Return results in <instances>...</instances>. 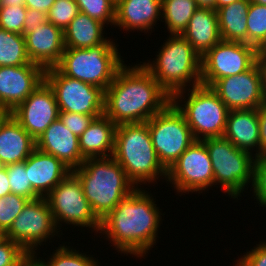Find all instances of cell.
<instances>
[{"label": "cell", "mask_w": 266, "mask_h": 266, "mask_svg": "<svg viewBox=\"0 0 266 266\" xmlns=\"http://www.w3.org/2000/svg\"><path fill=\"white\" fill-rule=\"evenodd\" d=\"M79 12L75 0H56L47 13V21L64 31Z\"/></svg>", "instance_id": "obj_35"}, {"label": "cell", "mask_w": 266, "mask_h": 266, "mask_svg": "<svg viewBox=\"0 0 266 266\" xmlns=\"http://www.w3.org/2000/svg\"><path fill=\"white\" fill-rule=\"evenodd\" d=\"M156 56L153 63L142 66L170 95L171 101H182L179 98H183L187 83L192 81V87L201 85V56L182 34L169 36Z\"/></svg>", "instance_id": "obj_4"}, {"label": "cell", "mask_w": 266, "mask_h": 266, "mask_svg": "<svg viewBox=\"0 0 266 266\" xmlns=\"http://www.w3.org/2000/svg\"><path fill=\"white\" fill-rule=\"evenodd\" d=\"M209 153L214 184L220 183L225 193L237 198L253 181L252 153L236 148L227 138L209 137L201 140Z\"/></svg>", "instance_id": "obj_7"}, {"label": "cell", "mask_w": 266, "mask_h": 266, "mask_svg": "<svg viewBox=\"0 0 266 266\" xmlns=\"http://www.w3.org/2000/svg\"><path fill=\"white\" fill-rule=\"evenodd\" d=\"M26 7H0V29L23 35Z\"/></svg>", "instance_id": "obj_37"}, {"label": "cell", "mask_w": 266, "mask_h": 266, "mask_svg": "<svg viewBox=\"0 0 266 266\" xmlns=\"http://www.w3.org/2000/svg\"><path fill=\"white\" fill-rule=\"evenodd\" d=\"M112 157L136 188L140 183L154 182L158 175L167 178V170L159 162L146 122L116 126Z\"/></svg>", "instance_id": "obj_5"}, {"label": "cell", "mask_w": 266, "mask_h": 266, "mask_svg": "<svg viewBox=\"0 0 266 266\" xmlns=\"http://www.w3.org/2000/svg\"><path fill=\"white\" fill-rule=\"evenodd\" d=\"M45 70L34 63L0 67V107L13 111L44 82Z\"/></svg>", "instance_id": "obj_17"}, {"label": "cell", "mask_w": 266, "mask_h": 266, "mask_svg": "<svg viewBox=\"0 0 266 266\" xmlns=\"http://www.w3.org/2000/svg\"><path fill=\"white\" fill-rule=\"evenodd\" d=\"M36 149V140L11 115L0 129V161L4 166L25 161Z\"/></svg>", "instance_id": "obj_23"}, {"label": "cell", "mask_w": 266, "mask_h": 266, "mask_svg": "<svg viewBox=\"0 0 266 266\" xmlns=\"http://www.w3.org/2000/svg\"><path fill=\"white\" fill-rule=\"evenodd\" d=\"M260 129V156L266 155V103L257 108Z\"/></svg>", "instance_id": "obj_42"}, {"label": "cell", "mask_w": 266, "mask_h": 266, "mask_svg": "<svg viewBox=\"0 0 266 266\" xmlns=\"http://www.w3.org/2000/svg\"><path fill=\"white\" fill-rule=\"evenodd\" d=\"M256 62L254 46L221 40L201 57V85L210 87L218 79L249 70Z\"/></svg>", "instance_id": "obj_13"}, {"label": "cell", "mask_w": 266, "mask_h": 266, "mask_svg": "<svg viewBox=\"0 0 266 266\" xmlns=\"http://www.w3.org/2000/svg\"><path fill=\"white\" fill-rule=\"evenodd\" d=\"M167 181L182 193L203 191L213 186L212 162L201 140L191 144L167 171Z\"/></svg>", "instance_id": "obj_14"}, {"label": "cell", "mask_w": 266, "mask_h": 266, "mask_svg": "<svg viewBox=\"0 0 266 266\" xmlns=\"http://www.w3.org/2000/svg\"><path fill=\"white\" fill-rule=\"evenodd\" d=\"M250 2L266 6V0H250Z\"/></svg>", "instance_id": "obj_51"}, {"label": "cell", "mask_w": 266, "mask_h": 266, "mask_svg": "<svg viewBox=\"0 0 266 266\" xmlns=\"http://www.w3.org/2000/svg\"><path fill=\"white\" fill-rule=\"evenodd\" d=\"M261 73V84H262V98L263 103H266V61L257 62Z\"/></svg>", "instance_id": "obj_46"}, {"label": "cell", "mask_w": 266, "mask_h": 266, "mask_svg": "<svg viewBox=\"0 0 266 266\" xmlns=\"http://www.w3.org/2000/svg\"><path fill=\"white\" fill-rule=\"evenodd\" d=\"M162 14L161 0H118L114 25L126 29H152Z\"/></svg>", "instance_id": "obj_22"}, {"label": "cell", "mask_w": 266, "mask_h": 266, "mask_svg": "<svg viewBox=\"0 0 266 266\" xmlns=\"http://www.w3.org/2000/svg\"><path fill=\"white\" fill-rule=\"evenodd\" d=\"M57 227L46 197H40L27 202L4 236L35 256L38 245L59 232Z\"/></svg>", "instance_id": "obj_11"}, {"label": "cell", "mask_w": 266, "mask_h": 266, "mask_svg": "<svg viewBox=\"0 0 266 266\" xmlns=\"http://www.w3.org/2000/svg\"><path fill=\"white\" fill-rule=\"evenodd\" d=\"M113 41L86 48H65L56 68L65 76L106 90L124 65Z\"/></svg>", "instance_id": "obj_6"}, {"label": "cell", "mask_w": 266, "mask_h": 266, "mask_svg": "<svg viewBox=\"0 0 266 266\" xmlns=\"http://www.w3.org/2000/svg\"><path fill=\"white\" fill-rule=\"evenodd\" d=\"M235 266H266V242L243 255Z\"/></svg>", "instance_id": "obj_40"}, {"label": "cell", "mask_w": 266, "mask_h": 266, "mask_svg": "<svg viewBox=\"0 0 266 266\" xmlns=\"http://www.w3.org/2000/svg\"><path fill=\"white\" fill-rule=\"evenodd\" d=\"M11 193L9 179L6 174V167L0 169V198H4Z\"/></svg>", "instance_id": "obj_44"}, {"label": "cell", "mask_w": 266, "mask_h": 266, "mask_svg": "<svg viewBox=\"0 0 266 266\" xmlns=\"http://www.w3.org/2000/svg\"><path fill=\"white\" fill-rule=\"evenodd\" d=\"M182 35L202 57L221 41L217 11L209 8H198Z\"/></svg>", "instance_id": "obj_24"}, {"label": "cell", "mask_w": 266, "mask_h": 266, "mask_svg": "<svg viewBox=\"0 0 266 266\" xmlns=\"http://www.w3.org/2000/svg\"><path fill=\"white\" fill-rule=\"evenodd\" d=\"M251 183L260 206L266 207V155L255 158Z\"/></svg>", "instance_id": "obj_38"}, {"label": "cell", "mask_w": 266, "mask_h": 266, "mask_svg": "<svg viewBox=\"0 0 266 266\" xmlns=\"http://www.w3.org/2000/svg\"><path fill=\"white\" fill-rule=\"evenodd\" d=\"M45 22H47V14L32 8H27L23 36L29 32H33L38 26H41Z\"/></svg>", "instance_id": "obj_41"}, {"label": "cell", "mask_w": 266, "mask_h": 266, "mask_svg": "<svg viewBox=\"0 0 266 266\" xmlns=\"http://www.w3.org/2000/svg\"><path fill=\"white\" fill-rule=\"evenodd\" d=\"M26 52L25 37L0 29V67L31 64Z\"/></svg>", "instance_id": "obj_29"}, {"label": "cell", "mask_w": 266, "mask_h": 266, "mask_svg": "<svg viewBox=\"0 0 266 266\" xmlns=\"http://www.w3.org/2000/svg\"><path fill=\"white\" fill-rule=\"evenodd\" d=\"M116 126L104 114L94 118L88 128L79 136L82 156L85 159L111 157L114 152Z\"/></svg>", "instance_id": "obj_25"}, {"label": "cell", "mask_w": 266, "mask_h": 266, "mask_svg": "<svg viewBox=\"0 0 266 266\" xmlns=\"http://www.w3.org/2000/svg\"><path fill=\"white\" fill-rule=\"evenodd\" d=\"M239 0H216V10Z\"/></svg>", "instance_id": "obj_50"}, {"label": "cell", "mask_w": 266, "mask_h": 266, "mask_svg": "<svg viewBox=\"0 0 266 266\" xmlns=\"http://www.w3.org/2000/svg\"><path fill=\"white\" fill-rule=\"evenodd\" d=\"M31 259L18 243L0 235V266H25Z\"/></svg>", "instance_id": "obj_36"}, {"label": "cell", "mask_w": 266, "mask_h": 266, "mask_svg": "<svg viewBox=\"0 0 266 266\" xmlns=\"http://www.w3.org/2000/svg\"><path fill=\"white\" fill-rule=\"evenodd\" d=\"M189 90L185 104L180 106L178 101L171 102L185 117L194 139L222 137L229 113L225 103L208 86L198 85Z\"/></svg>", "instance_id": "obj_8"}, {"label": "cell", "mask_w": 266, "mask_h": 266, "mask_svg": "<svg viewBox=\"0 0 266 266\" xmlns=\"http://www.w3.org/2000/svg\"><path fill=\"white\" fill-rule=\"evenodd\" d=\"M104 24L79 12L63 31L65 48L86 49L104 43Z\"/></svg>", "instance_id": "obj_26"}, {"label": "cell", "mask_w": 266, "mask_h": 266, "mask_svg": "<svg viewBox=\"0 0 266 266\" xmlns=\"http://www.w3.org/2000/svg\"><path fill=\"white\" fill-rule=\"evenodd\" d=\"M28 201L29 199L24 196L14 193L0 198V235H4L9 230Z\"/></svg>", "instance_id": "obj_34"}, {"label": "cell", "mask_w": 266, "mask_h": 266, "mask_svg": "<svg viewBox=\"0 0 266 266\" xmlns=\"http://www.w3.org/2000/svg\"><path fill=\"white\" fill-rule=\"evenodd\" d=\"M6 174L9 179L11 193L35 200L40 196L33 190L25 169V161L6 165Z\"/></svg>", "instance_id": "obj_31"}, {"label": "cell", "mask_w": 266, "mask_h": 266, "mask_svg": "<svg viewBox=\"0 0 266 266\" xmlns=\"http://www.w3.org/2000/svg\"><path fill=\"white\" fill-rule=\"evenodd\" d=\"M223 136L236 148L249 153L256 147L258 150L254 157H260V129L257 109L229 111Z\"/></svg>", "instance_id": "obj_21"}, {"label": "cell", "mask_w": 266, "mask_h": 266, "mask_svg": "<svg viewBox=\"0 0 266 266\" xmlns=\"http://www.w3.org/2000/svg\"><path fill=\"white\" fill-rule=\"evenodd\" d=\"M81 13L105 24L115 23L116 2L113 0H75ZM109 22V23H108Z\"/></svg>", "instance_id": "obj_32"}, {"label": "cell", "mask_w": 266, "mask_h": 266, "mask_svg": "<svg viewBox=\"0 0 266 266\" xmlns=\"http://www.w3.org/2000/svg\"><path fill=\"white\" fill-rule=\"evenodd\" d=\"M140 189L137 187L107 214L100 221L99 229L118 251L137 257L145 256L153 248L161 221L155 201Z\"/></svg>", "instance_id": "obj_2"}, {"label": "cell", "mask_w": 266, "mask_h": 266, "mask_svg": "<svg viewBox=\"0 0 266 266\" xmlns=\"http://www.w3.org/2000/svg\"><path fill=\"white\" fill-rule=\"evenodd\" d=\"M29 60L44 70L56 67L64 53L63 31L50 22L38 26L25 36Z\"/></svg>", "instance_id": "obj_18"}, {"label": "cell", "mask_w": 266, "mask_h": 266, "mask_svg": "<svg viewBox=\"0 0 266 266\" xmlns=\"http://www.w3.org/2000/svg\"><path fill=\"white\" fill-rule=\"evenodd\" d=\"M44 81L53 90L60 112L86 115L104 113V89L65 76L56 67L45 70Z\"/></svg>", "instance_id": "obj_10"}, {"label": "cell", "mask_w": 266, "mask_h": 266, "mask_svg": "<svg viewBox=\"0 0 266 266\" xmlns=\"http://www.w3.org/2000/svg\"><path fill=\"white\" fill-rule=\"evenodd\" d=\"M55 224L60 222L100 229V220L93 213L84 195L82 184L71 172L47 196Z\"/></svg>", "instance_id": "obj_12"}, {"label": "cell", "mask_w": 266, "mask_h": 266, "mask_svg": "<svg viewBox=\"0 0 266 266\" xmlns=\"http://www.w3.org/2000/svg\"><path fill=\"white\" fill-rule=\"evenodd\" d=\"M199 8H209L216 10V0H195Z\"/></svg>", "instance_id": "obj_48"}, {"label": "cell", "mask_w": 266, "mask_h": 266, "mask_svg": "<svg viewBox=\"0 0 266 266\" xmlns=\"http://www.w3.org/2000/svg\"><path fill=\"white\" fill-rule=\"evenodd\" d=\"M118 70L105 90L104 115L116 125L147 122L170 102V95L142 66Z\"/></svg>", "instance_id": "obj_1"}, {"label": "cell", "mask_w": 266, "mask_h": 266, "mask_svg": "<svg viewBox=\"0 0 266 266\" xmlns=\"http://www.w3.org/2000/svg\"><path fill=\"white\" fill-rule=\"evenodd\" d=\"M4 167V165L2 164V162L0 161V169H2Z\"/></svg>", "instance_id": "obj_53"}, {"label": "cell", "mask_w": 266, "mask_h": 266, "mask_svg": "<svg viewBox=\"0 0 266 266\" xmlns=\"http://www.w3.org/2000/svg\"><path fill=\"white\" fill-rule=\"evenodd\" d=\"M55 251L47 262L37 259V256H32V260L38 266H99L93 256L87 257L86 254H80L79 251L73 249L70 250L65 245L60 246Z\"/></svg>", "instance_id": "obj_30"}, {"label": "cell", "mask_w": 266, "mask_h": 266, "mask_svg": "<svg viewBox=\"0 0 266 266\" xmlns=\"http://www.w3.org/2000/svg\"><path fill=\"white\" fill-rule=\"evenodd\" d=\"M72 173L81 182L84 195L100 221L136 189L112 156L86 158Z\"/></svg>", "instance_id": "obj_3"}, {"label": "cell", "mask_w": 266, "mask_h": 266, "mask_svg": "<svg viewBox=\"0 0 266 266\" xmlns=\"http://www.w3.org/2000/svg\"><path fill=\"white\" fill-rule=\"evenodd\" d=\"M101 115H86L73 112H59L60 121L76 136H80L93 121Z\"/></svg>", "instance_id": "obj_39"}, {"label": "cell", "mask_w": 266, "mask_h": 266, "mask_svg": "<svg viewBox=\"0 0 266 266\" xmlns=\"http://www.w3.org/2000/svg\"><path fill=\"white\" fill-rule=\"evenodd\" d=\"M12 115V111L6 108L0 107V129L5 121Z\"/></svg>", "instance_id": "obj_49"}, {"label": "cell", "mask_w": 266, "mask_h": 266, "mask_svg": "<svg viewBox=\"0 0 266 266\" xmlns=\"http://www.w3.org/2000/svg\"><path fill=\"white\" fill-rule=\"evenodd\" d=\"M210 88L229 111L257 109L263 103L261 73L257 62L245 72L216 80Z\"/></svg>", "instance_id": "obj_15"}, {"label": "cell", "mask_w": 266, "mask_h": 266, "mask_svg": "<svg viewBox=\"0 0 266 266\" xmlns=\"http://www.w3.org/2000/svg\"><path fill=\"white\" fill-rule=\"evenodd\" d=\"M266 35V6L251 3L247 13V44L256 46Z\"/></svg>", "instance_id": "obj_33"}, {"label": "cell", "mask_w": 266, "mask_h": 266, "mask_svg": "<svg viewBox=\"0 0 266 266\" xmlns=\"http://www.w3.org/2000/svg\"><path fill=\"white\" fill-rule=\"evenodd\" d=\"M26 7V0H0V7Z\"/></svg>", "instance_id": "obj_47"}, {"label": "cell", "mask_w": 266, "mask_h": 266, "mask_svg": "<svg viewBox=\"0 0 266 266\" xmlns=\"http://www.w3.org/2000/svg\"><path fill=\"white\" fill-rule=\"evenodd\" d=\"M25 169L33 190L40 197H46L72 172L61 160L37 148L25 160Z\"/></svg>", "instance_id": "obj_20"}, {"label": "cell", "mask_w": 266, "mask_h": 266, "mask_svg": "<svg viewBox=\"0 0 266 266\" xmlns=\"http://www.w3.org/2000/svg\"><path fill=\"white\" fill-rule=\"evenodd\" d=\"M56 0H26V8H32L47 14Z\"/></svg>", "instance_id": "obj_43"}, {"label": "cell", "mask_w": 266, "mask_h": 266, "mask_svg": "<svg viewBox=\"0 0 266 266\" xmlns=\"http://www.w3.org/2000/svg\"><path fill=\"white\" fill-rule=\"evenodd\" d=\"M36 148L61 160L71 170L85 161L79 147V137L58 118L36 140Z\"/></svg>", "instance_id": "obj_19"}, {"label": "cell", "mask_w": 266, "mask_h": 266, "mask_svg": "<svg viewBox=\"0 0 266 266\" xmlns=\"http://www.w3.org/2000/svg\"><path fill=\"white\" fill-rule=\"evenodd\" d=\"M59 112L53 90L44 81L12 111V116L37 140L59 118Z\"/></svg>", "instance_id": "obj_16"}, {"label": "cell", "mask_w": 266, "mask_h": 266, "mask_svg": "<svg viewBox=\"0 0 266 266\" xmlns=\"http://www.w3.org/2000/svg\"><path fill=\"white\" fill-rule=\"evenodd\" d=\"M250 0H239L217 9L221 40L247 43V13Z\"/></svg>", "instance_id": "obj_27"}, {"label": "cell", "mask_w": 266, "mask_h": 266, "mask_svg": "<svg viewBox=\"0 0 266 266\" xmlns=\"http://www.w3.org/2000/svg\"><path fill=\"white\" fill-rule=\"evenodd\" d=\"M255 55L257 62L266 61V35L255 46Z\"/></svg>", "instance_id": "obj_45"}, {"label": "cell", "mask_w": 266, "mask_h": 266, "mask_svg": "<svg viewBox=\"0 0 266 266\" xmlns=\"http://www.w3.org/2000/svg\"><path fill=\"white\" fill-rule=\"evenodd\" d=\"M161 4V18H164L171 35L182 34L199 8L195 0H161Z\"/></svg>", "instance_id": "obj_28"}, {"label": "cell", "mask_w": 266, "mask_h": 266, "mask_svg": "<svg viewBox=\"0 0 266 266\" xmlns=\"http://www.w3.org/2000/svg\"><path fill=\"white\" fill-rule=\"evenodd\" d=\"M25 266H38L32 259Z\"/></svg>", "instance_id": "obj_52"}, {"label": "cell", "mask_w": 266, "mask_h": 266, "mask_svg": "<svg viewBox=\"0 0 266 266\" xmlns=\"http://www.w3.org/2000/svg\"><path fill=\"white\" fill-rule=\"evenodd\" d=\"M146 123L159 162L167 171L196 141L185 117L172 102Z\"/></svg>", "instance_id": "obj_9"}]
</instances>
